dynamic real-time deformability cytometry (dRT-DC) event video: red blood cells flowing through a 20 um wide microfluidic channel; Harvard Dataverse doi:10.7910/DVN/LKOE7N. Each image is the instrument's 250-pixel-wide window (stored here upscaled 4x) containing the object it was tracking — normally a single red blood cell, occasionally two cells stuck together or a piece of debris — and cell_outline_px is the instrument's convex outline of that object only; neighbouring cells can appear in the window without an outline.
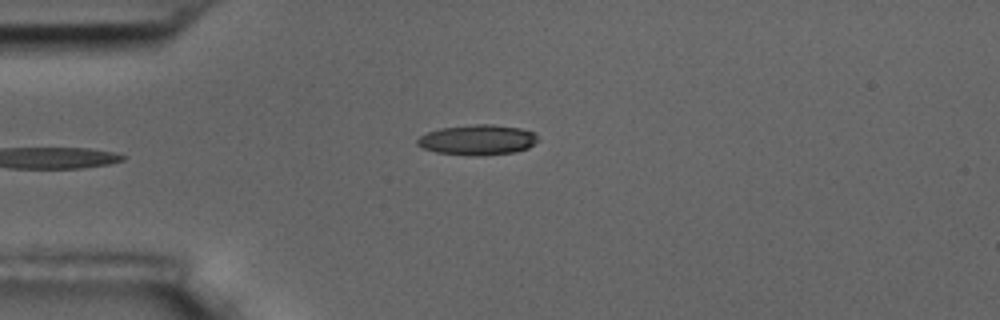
{"species": "common noctule bat (a hibernating species)", "species_latin": "Nyctalus noctula", "temperature_condition": "room temperature", "stored_images_in_passage": 6, "camera_frame_rate_fps": 3000, "um_per_image_px": 0.085, "animal": {"sex": "male", "body_mass_g": 17.5, "forearm_length_mm": 52.3}, "frame": {"image": 1, "passage_image": 6, "time_ms": 5.667, "image_size_px": [1000, 320], "cell_outline_px": [[540, 140], [528, 148], [516, 152], [480, 156], [472, 156], [436, 152], [424, 148], [416, 144], [416, 140], [420, 136], [428, 132], [440, 128], [476, 124], [492, 124], [520, 128], [532, 132]], "centroid_in_image_um": [40.6, 11.89], "position_along_channel_um": 44.4, "area_um2": 21.33}}